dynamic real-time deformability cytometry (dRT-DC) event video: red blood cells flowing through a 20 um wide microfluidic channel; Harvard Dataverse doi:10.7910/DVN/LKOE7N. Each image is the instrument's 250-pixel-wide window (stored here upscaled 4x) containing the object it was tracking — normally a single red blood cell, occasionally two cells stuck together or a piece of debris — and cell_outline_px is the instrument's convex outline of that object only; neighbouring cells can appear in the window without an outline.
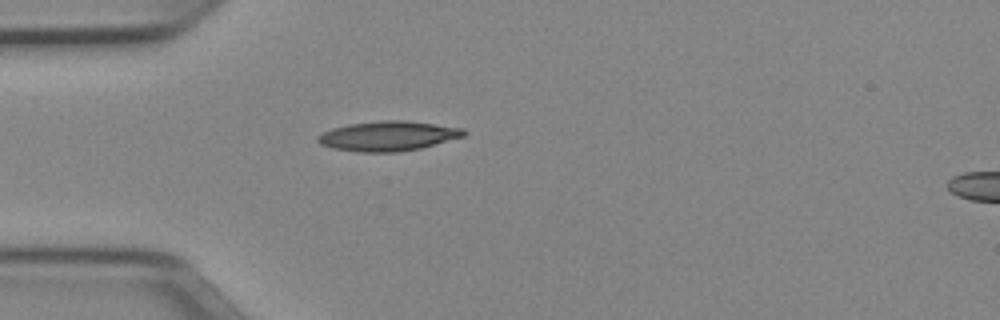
{"species": "Egyptian fruit bat (a non-hibernating species)", "species_latin": "Rousettus aegyptiacus", "temperature_condition": "cold", "stored_images_in_passage": 37, "camera_frame_rate_fps": 3000, "um_per_image_px": 0.085, "animal": {"sex": "female"}, "frame": {"image": 1, "passage_image": 1, "time_ms": 0.0, "image_size_px": [1000, 320], "cell_outline_px": [[468, 132], [464, 136], [420, 148], [400, 152], [356, 152], [332, 148], [320, 144], [316, 140], [316, 136], [332, 128], [348, 124], [380, 120], [404, 120], [464, 128]], "centroid_in_image_um": [32.96, 11.56], "position_along_channel_um": 52.0, "area_um2": 25.43}}
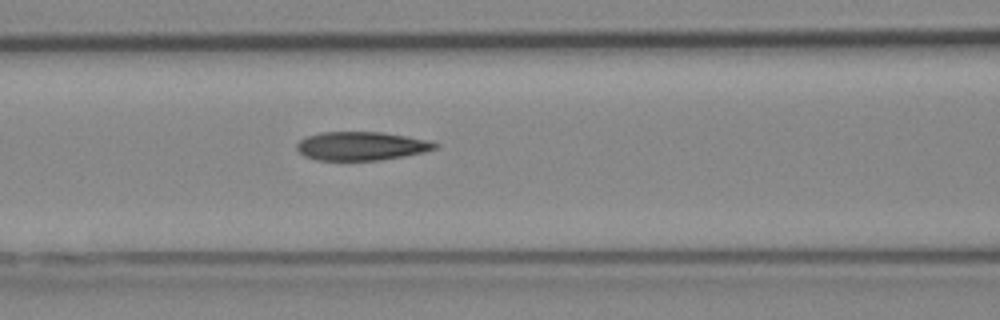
{"frame": {"image": 2, "passage_image": 8, "time_ms": 2.333, "image_size_px": [1000, 320], "cell_outline_px": [[440, 144], [436, 148], [424, 152], [404, 156], [380, 160], [316, 160], [304, 156], [296, 148], [296, 144], [300, 140], [308, 136], [320, 132], [380, 132], [428, 140]], "centroid_in_image_um": [30.7, 12.41], "position_along_channel_um": 135.9, "area_um2": 22.95}}
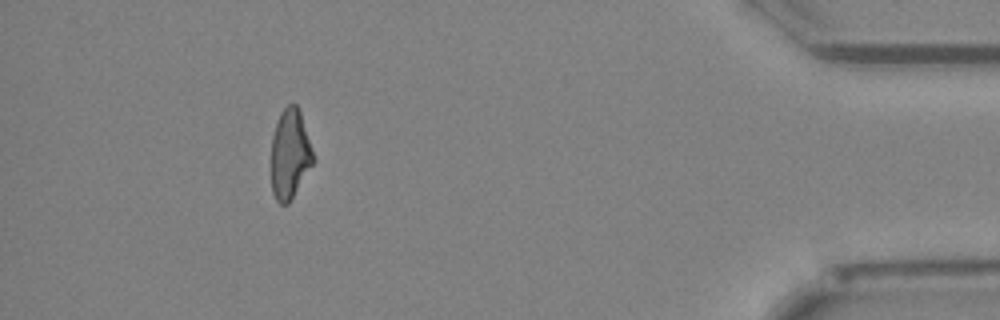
{"frame": {"image": 3, "passage_image": 33, "time_ms": 10.667, "image_size_px": [1000, 320], "cell_outline_px": [[316, 160], [288, 204], [280, 204], [276, 200], [272, 192], [272, 136], [280, 112], [288, 104], [296, 104], [300, 108]], "centroid_in_image_um": [24.67, 13.08], "position_along_channel_um": 410.5, "area_um2": 22.14}, "authors_computed_cell_mechanics": {"area_um2": 23.3512, "velocity_mm_per_s": 3.986, "shape_relaxation_time_tau1_ms": 7.1585, "shape_relaxation_time_tau2_ms": 2.4498, "deformation_change_tau1": 0.1892, "deformation_change_tau2": 0.1114}}